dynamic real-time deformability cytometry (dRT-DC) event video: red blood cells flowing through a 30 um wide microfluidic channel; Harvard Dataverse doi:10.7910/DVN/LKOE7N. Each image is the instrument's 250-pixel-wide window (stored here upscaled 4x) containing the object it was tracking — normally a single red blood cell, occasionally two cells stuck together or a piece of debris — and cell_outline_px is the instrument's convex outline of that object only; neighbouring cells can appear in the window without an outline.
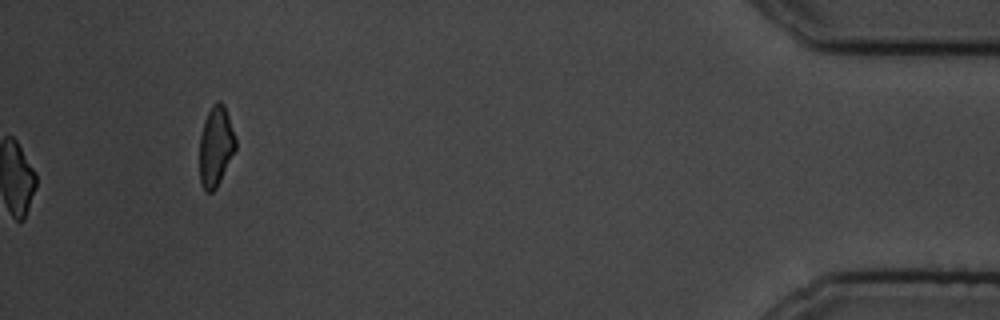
{"species": "common noctule bat (a hibernating species)", "species_latin": "Nyctalus noctula", "temperature_condition": "cold", "stored_images_in_passage": 15, "camera_frame_rate_fps": 3000, "um_per_image_px": 0.085, "animal": {"sex": "male", "body_mass_g": 19.5, "forearm_length_mm": 54.6}, "frame": {"image": 1, "passage_image": 15, "time_ms": 17.333, "image_size_px": [1000, 320], "cell_outline_px": [[236, 148], [216, 188], [212, 192], [204, 192], [200, 184], [200, 136], [204, 120], [212, 104], [216, 100], [220, 100], [224, 104], [236, 136]], "centroid_in_image_um": [18.34, 12.41], "position_along_channel_um": 416.9, "area_um2": 16.94}, "authors_computed_cell_mechanics": {"area_um2": 19.0162, "velocity_mm_per_s": 3.3731, "shape_relaxation_time_tau1_ms": 1.9448, "shape_relaxation_time_tau2_ms": 9.0628, "deformation_change_tau1": 0.0734, "deformation_change_tau2": 0.1161}}